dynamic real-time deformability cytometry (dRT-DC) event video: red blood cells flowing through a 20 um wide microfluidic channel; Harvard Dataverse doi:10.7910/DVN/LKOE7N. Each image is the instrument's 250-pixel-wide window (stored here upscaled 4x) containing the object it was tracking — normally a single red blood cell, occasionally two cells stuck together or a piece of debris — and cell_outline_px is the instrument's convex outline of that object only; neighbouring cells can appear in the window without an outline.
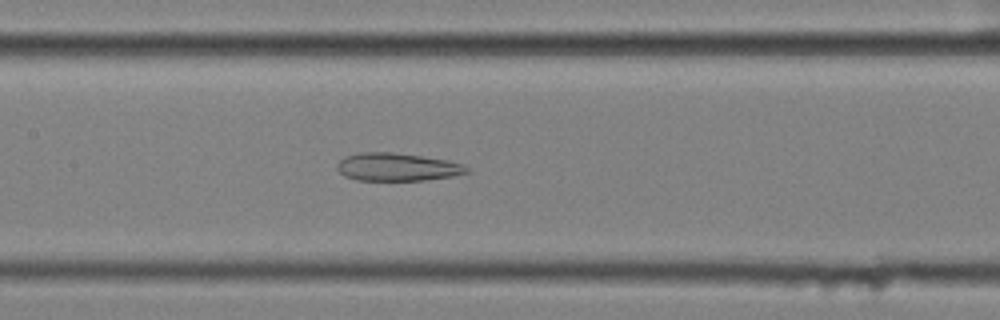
{"species": "common noctule bat (a hibernating species)", "species_latin": "Nyctalus noctula", "temperature_condition": "cold", "stored_images_in_passage": 51, "camera_frame_rate_fps": 3000, "um_per_image_px": 0.085, "animal": {"sex": "female", "body_mass_g": 25.1}, "frame": {"image": 1, "passage_image": 28, "time_ms": 9.0, "image_size_px": [1000, 320], "cell_outline_px": [[468, 172], [452, 176], [424, 180], [356, 180], [344, 176], [336, 168], [336, 164], [344, 156], [360, 152], [392, 152], [448, 160], [464, 164], [468, 168]], "centroid_in_image_um": [33.72, 14.19], "position_along_channel_um": 173.7, "area_um2": 21.1}}
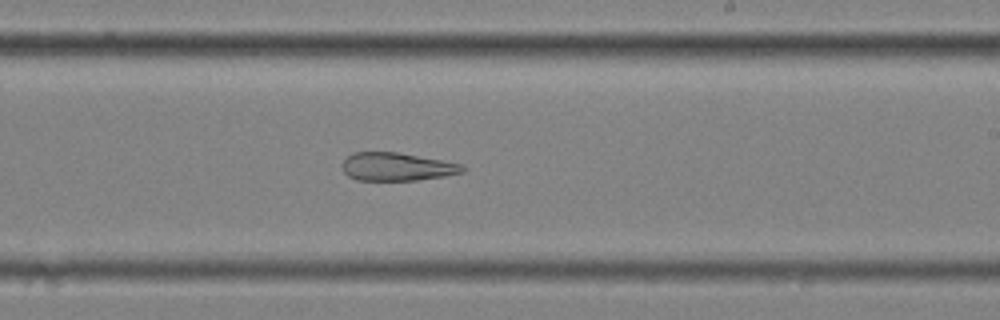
{"frame": {"image": 2, "passage_image": 35, "time_ms": 11.333, "image_size_px": [1000, 320], "cell_outline_px": [[468, 168], [464, 172], [444, 176], [416, 180], [356, 180], [348, 176], [344, 172], [340, 164], [352, 152], [396, 152], [440, 160], [460, 164]], "centroid_in_image_um": [33.7, 14.17], "position_along_channel_um": 255.3, "area_um2": 19.65}}
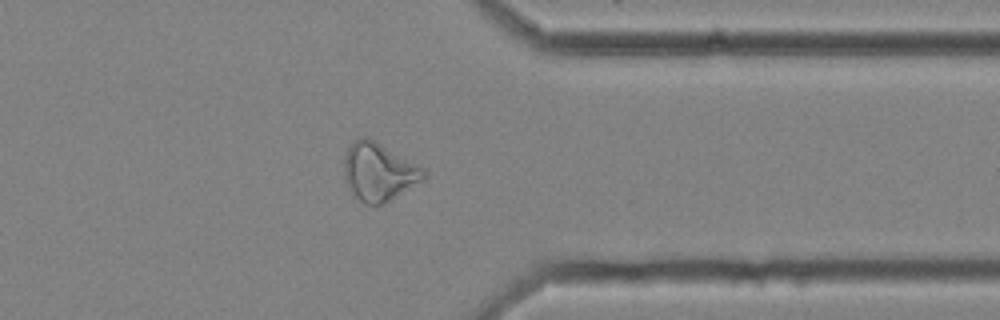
{"frame": {"image": 3, "passage_image": 46, "time_ms": 15.0, "image_size_px": [1000, 320], "cell_outline_px": [[428, 172], [424, 180], [384, 204], [364, 204], [352, 196], [344, 180], [344, 156], [352, 140], [364, 136], [368, 136], [424, 168]], "centroid_in_image_um": [32.18, 14.61], "position_along_channel_um": 379.2, "area_um2": 27.4}}